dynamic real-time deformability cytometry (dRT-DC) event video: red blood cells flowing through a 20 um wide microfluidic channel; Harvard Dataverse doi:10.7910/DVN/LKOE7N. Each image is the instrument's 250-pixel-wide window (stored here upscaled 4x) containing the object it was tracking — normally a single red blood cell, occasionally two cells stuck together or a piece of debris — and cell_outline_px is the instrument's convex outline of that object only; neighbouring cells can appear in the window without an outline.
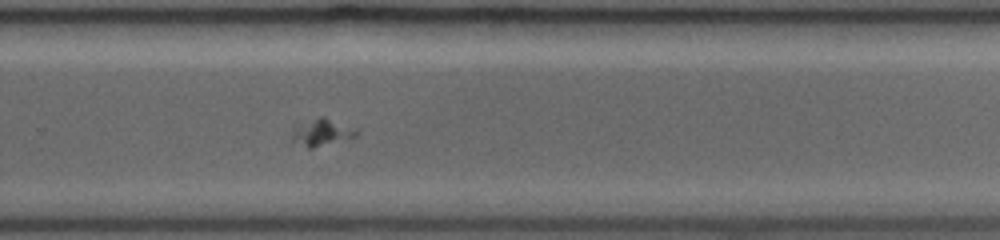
{"species": "common noctule bat (a hibernating species)", "species_latin": "Nyctalus noctula", "temperature_condition": "room temperature", "stored_images_in_passage": 32, "camera_frame_rate_fps": 3000, "um_per_image_px": 0.085, "animal": {"sex": "female", "body_mass_g": 19.0, "forearm_length_mm": 53.3}, "frame": {"image": 1, "passage_image": 19, "time_ms": 6.0, "image_size_px": [1000, 240], "cell_outline_px": [[360, 132], [356, 136], [312, 148], [308, 148], [288, 140], [292, 132], [320, 116], [324, 116], [360, 128]], "centroid_in_image_um": [27.45, 11.26], "position_along_channel_um": 302.4, "area_um2": 10.0}}
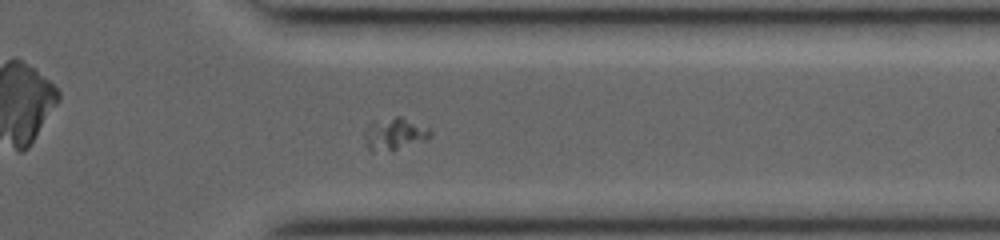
{"frame": {"image": 2, "passage_image": 24, "time_ms": 7.667, "image_size_px": [1000, 240], "cell_outline_px": [[432, 136], [424, 140], [392, 152], [372, 152], [368, 148], [364, 136], [364, 128], [376, 120], [396, 116], [400, 116], [428, 128], [432, 132]], "centroid_in_image_um": [33.5, 11.41], "position_along_channel_um": 377.9, "area_um2": 12.54}}
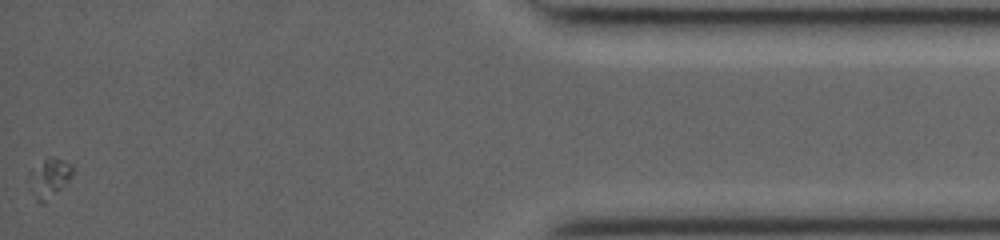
{"frame": {"image": 3, "passage_image": 32, "time_ms": 10.333, "image_size_px": [1000, 240], "cell_outline_px": [[72, 176], [44, 204], [40, 204], [36, 200], [28, 188], [28, 168], [52, 156], [72, 164]], "centroid_in_image_um": [4.09, 15.13], "position_along_channel_um": 431.1, "area_um2": 10.17}}